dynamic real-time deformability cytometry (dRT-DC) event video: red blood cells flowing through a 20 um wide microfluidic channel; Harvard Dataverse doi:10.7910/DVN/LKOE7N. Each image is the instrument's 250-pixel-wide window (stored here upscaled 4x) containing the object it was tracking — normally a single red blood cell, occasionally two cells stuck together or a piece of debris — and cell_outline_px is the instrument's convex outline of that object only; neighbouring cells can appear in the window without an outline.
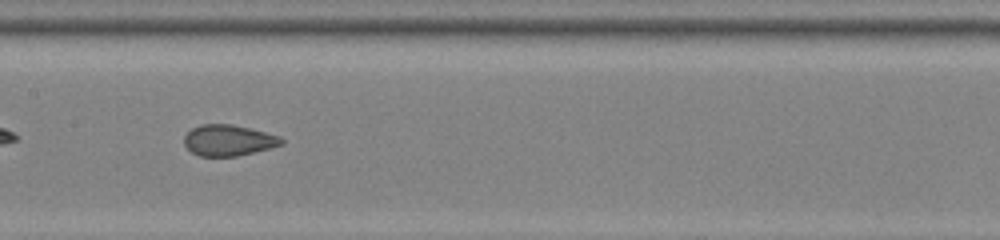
{"species": "common noctule bat (a hibernating species)", "species_latin": "Nyctalus noctula", "temperature_condition": "room temperature", "stored_images_in_passage": 35, "camera_frame_rate_fps": 3000, "um_per_image_px": 0.085, "animal": {"sex": "female", "body_mass_g": 22.0, "forearm_length_mm": 56.7}, "frame": {"image": 1, "passage_image": 11, "time_ms": 3.333, "image_size_px": [1000, 240], "cell_outline_px": [[284, 144], [236, 156], [200, 156], [192, 152], [184, 144], [184, 136], [192, 128], [200, 124], [232, 124], [280, 136], [284, 140]], "centroid_in_image_um": [19.4, 11.92], "position_along_channel_um": 188.0, "area_um2": 17.4}}
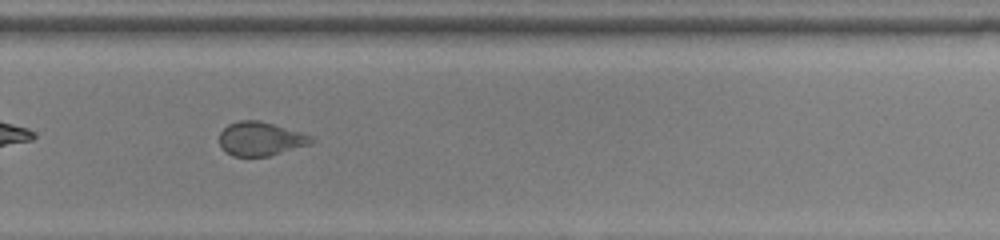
{"frame": {"image": 2, "passage_image": 20, "time_ms": 6.333, "image_size_px": [1000, 240], "cell_outline_px": [[312, 140], [308, 144], [268, 156], [232, 156], [220, 144], [220, 132], [228, 124], [240, 120], [260, 120], [300, 132], [312, 136]], "centroid_in_image_um": [22.11, 11.78], "position_along_channel_um": 307.7, "area_um2": 17.69}}